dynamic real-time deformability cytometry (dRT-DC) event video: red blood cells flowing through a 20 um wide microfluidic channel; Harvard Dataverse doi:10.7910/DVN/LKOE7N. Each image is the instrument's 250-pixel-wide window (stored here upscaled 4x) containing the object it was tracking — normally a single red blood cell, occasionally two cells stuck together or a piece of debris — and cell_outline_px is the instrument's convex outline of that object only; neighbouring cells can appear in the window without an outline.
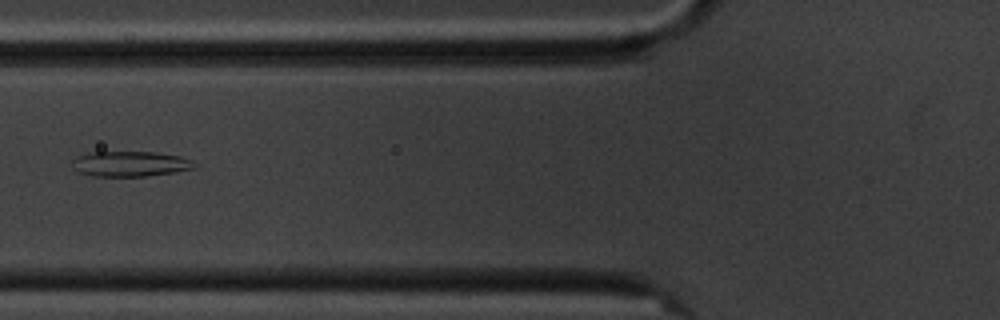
{"species": "common noctule bat (a hibernating species)", "species_latin": "Nyctalus noctula", "temperature_condition": "cold", "stored_images_in_passage": 16, "camera_frame_rate_fps": 3000, "um_per_image_px": 0.085, "animal": {"sex": "male", "body_mass_g": 20.1, "forearm_length_mm": 53.5}, "frame": {"image": 1, "passage_image": 7, "time_ms": 8.0, "image_size_px": [1000, 320], "cell_outline_px": [[196, 168], [176, 172], [148, 176], [92, 176], [80, 172], [76, 168], [72, 160], [76, 156], [88, 152], [156, 152], [180, 156], [192, 160], [196, 164]], "centroid_in_image_um": [11.12, 13.92], "position_along_channel_um": 114.7, "area_um2": 18.03}}
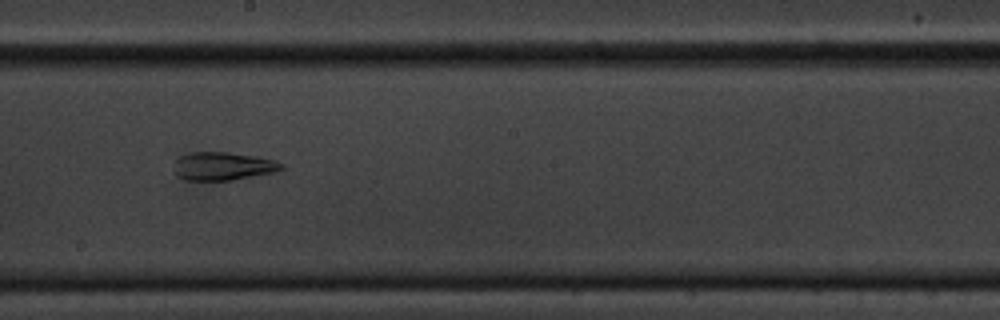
{"frame": {"image": 2, "passage_image": 10, "time_ms": 11.333, "image_size_px": [1000, 320], "cell_outline_px": [[284, 168], [276, 172], [232, 180], [184, 180], [176, 176], [176, 156], [188, 152], [228, 152], [256, 156], [276, 160], [284, 164]], "centroid_in_image_um": [18.97, 14.11], "position_along_channel_um": 229.2, "area_um2": 17.86}}
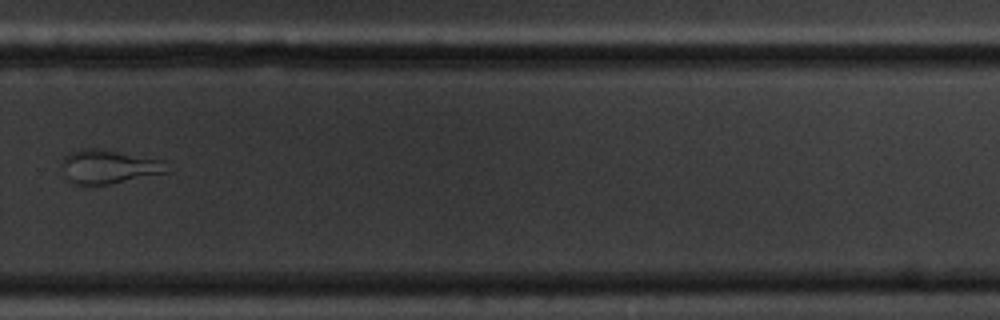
{"frame": {"image": 3, "passage_image": 12, "time_ms": 14.0, "image_size_px": [1000, 320], "cell_outline_px": [[168, 172], [108, 184], [76, 184], [68, 180], [60, 164], [64, 156], [68, 152], [76, 148], [100, 148], [164, 160]], "centroid_in_image_um": [9.18, 14.13], "position_along_channel_um": 320.6, "area_um2": 20.75}, "authors_computed_cell_mechanics": {"area_um2": 21.0103, "velocity_mm_per_s": 3.4314, "shape_relaxation_time_tau1_ms": null, "shape_relaxation_time_tau2_ms": 1.7185, "deformation_change_tau1": null, "deformation_change_tau2": 0.0828}}